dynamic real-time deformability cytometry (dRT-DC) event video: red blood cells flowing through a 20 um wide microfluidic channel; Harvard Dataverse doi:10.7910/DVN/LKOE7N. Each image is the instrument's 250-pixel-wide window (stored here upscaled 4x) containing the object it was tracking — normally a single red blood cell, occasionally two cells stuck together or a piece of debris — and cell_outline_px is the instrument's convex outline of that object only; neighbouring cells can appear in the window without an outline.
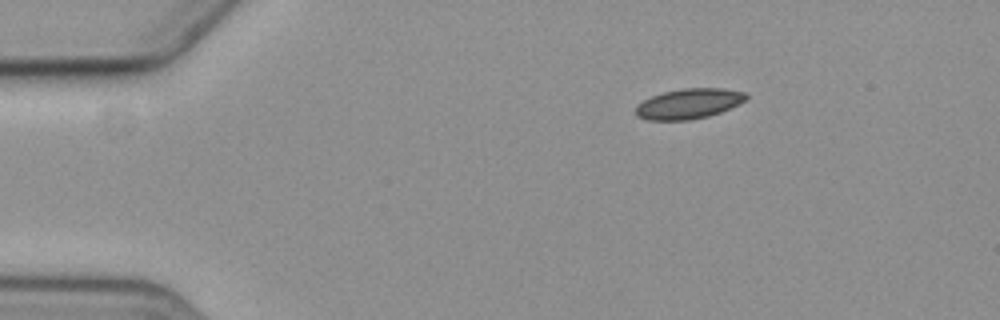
{"species": "common noctule bat (a hibernating species)", "species_latin": "Nyctalus noctula", "temperature_condition": "cold", "stored_images_in_passage": 3, "camera_frame_rate_fps": 3000, "um_per_image_px": 0.085, "animal": {"sex": "female", "body_mass_g": 19.3, "forearm_length_mm": 54.1}, "frame": {"image": 1, "passage_image": 1, "time_ms": 0.0, "image_size_px": [1000, 320], "cell_outline_px": [[748, 96], [744, 100], [720, 112], [708, 116], [688, 120], [644, 120], [636, 116], [636, 104], [652, 96], [664, 92], [684, 88], [724, 88], [748, 92]], "centroid_in_image_um": [58.52, 8.81], "position_along_channel_um": 26.5, "area_um2": 19.36}}
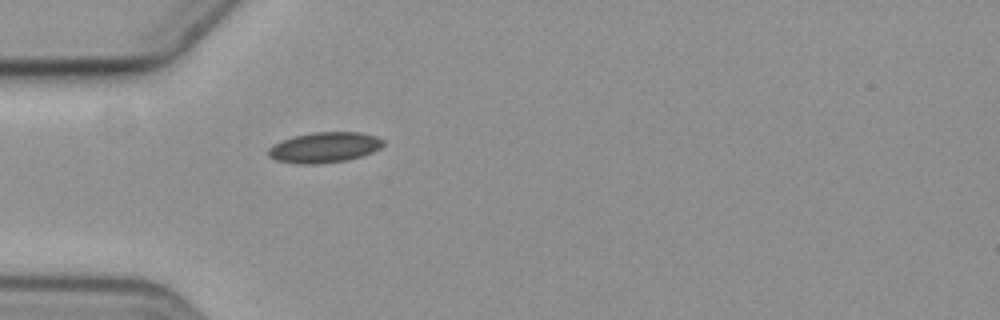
{"frame": {"image": 2, "passage_image": 3, "time_ms": 2.667, "image_size_px": [1000, 320], "cell_outline_px": [[384, 144], [380, 148], [372, 152], [348, 160], [316, 164], [296, 164], [276, 160], [268, 156], [268, 148], [272, 144], [292, 136], [312, 132], [360, 132], [376, 136], [384, 140]], "centroid_in_image_um": [27.55, 12.52], "position_along_channel_um": 57.5, "area_um2": 20.58}}